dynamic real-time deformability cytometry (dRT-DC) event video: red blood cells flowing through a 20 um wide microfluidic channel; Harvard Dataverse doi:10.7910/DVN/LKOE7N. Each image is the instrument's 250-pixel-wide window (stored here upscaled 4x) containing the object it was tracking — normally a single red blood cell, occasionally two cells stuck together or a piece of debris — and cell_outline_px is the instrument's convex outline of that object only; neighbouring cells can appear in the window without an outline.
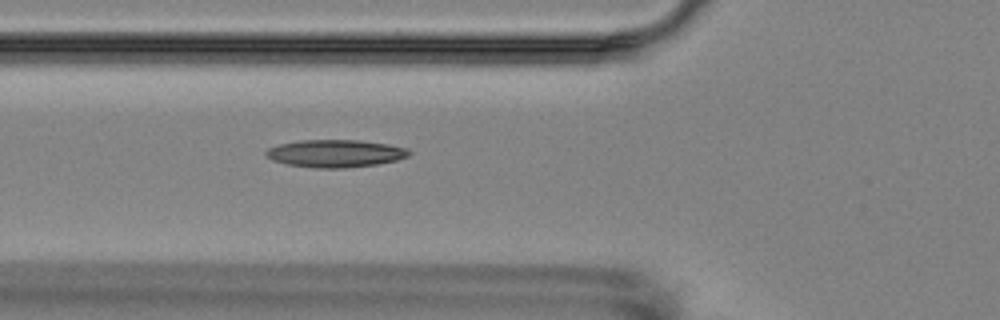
{"species": "Egyptian fruit bat (a non-hibernating species)", "species_latin": "Rousettus aegyptiacus", "temperature_condition": "room temperature", "stored_images_in_passage": 2, "camera_frame_rate_fps": 3000, "um_per_image_px": 0.085, "animal": {"sex": "female"}, "frame": {"image": 1, "passage_image": 2, "time_ms": 1.0, "image_size_px": [1000, 320], "cell_outline_px": [[412, 152], [408, 156], [396, 160], [376, 164], [344, 168], [316, 168], [288, 164], [272, 160], [264, 152], [268, 148], [280, 144], [300, 140], [360, 140], [388, 144], [408, 148]], "centroid_in_image_um": [28.53, 13.03], "position_along_channel_um": 97.3, "area_um2": 22.89}}